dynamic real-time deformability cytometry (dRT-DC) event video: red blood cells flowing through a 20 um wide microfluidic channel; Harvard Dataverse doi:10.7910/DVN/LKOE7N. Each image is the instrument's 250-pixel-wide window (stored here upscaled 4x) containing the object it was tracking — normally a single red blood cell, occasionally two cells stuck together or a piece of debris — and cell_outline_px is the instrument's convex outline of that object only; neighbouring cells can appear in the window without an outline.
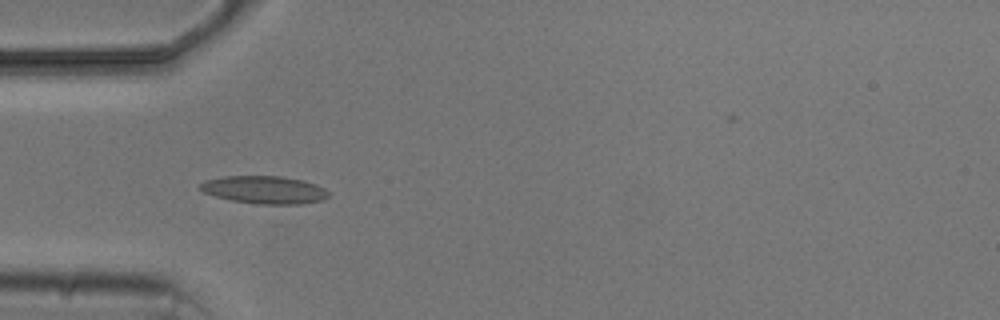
{"species": "common noctule bat (a hibernating species)", "species_latin": "Nyctalus noctula", "temperature_condition": "cold", "stored_images_in_passage": 3, "camera_frame_rate_fps": 3000, "um_per_image_px": 0.085, "animal": {"sex": "male", "body_mass_g": 20.5, "forearm_length_mm": 52.5}, "frame": {"image": 1, "passage_image": 2, "time_ms": 1.333, "image_size_px": [1000, 320], "cell_outline_px": [[328, 196], [324, 200], [304, 204], [256, 204], [232, 200], [216, 196], [204, 192], [200, 188], [200, 184], [204, 180], [224, 176], [280, 176], [304, 180], [316, 184], [324, 188], [328, 192]], "centroid_in_image_um": [22.51, 16.13], "position_along_channel_um": 62.5, "area_um2": 20.81}}
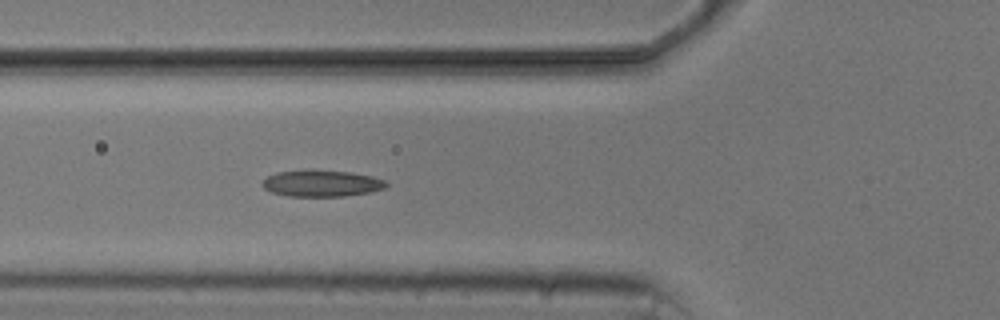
{"frame": {"image": 2, "passage_image": 3, "time_ms": 2.333, "image_size_px": [1000, 320], "cell_outline_px": [[388, 184], [384, 188], [372, 192], [344, 196], [288, 196], [272, 192], [264, 188], [260, 184], [268, 176], [276, 172], [352, 172], [372, 176], [384, 180]], "centroid_in_image_um": [27.37, 15.62], "position_along_channel_um": 98.4, "area_um2": 18.44}}